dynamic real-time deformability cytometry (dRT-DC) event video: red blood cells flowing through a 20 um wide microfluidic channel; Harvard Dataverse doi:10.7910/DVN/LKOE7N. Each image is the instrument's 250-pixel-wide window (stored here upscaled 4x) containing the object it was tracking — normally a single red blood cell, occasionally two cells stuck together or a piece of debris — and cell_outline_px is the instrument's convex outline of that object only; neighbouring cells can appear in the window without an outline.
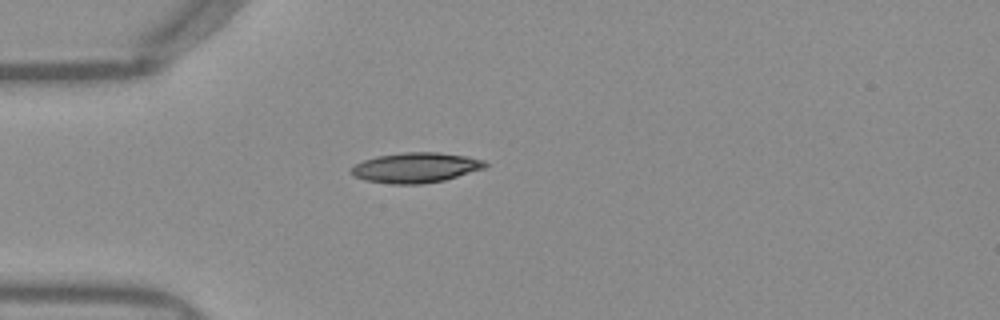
{"species": "Egyptian fruit bat (a non-hibernating species)", "species_latin": "Rousettus aegyptiacus", "temperature_condition": "warm", "stored_images_in_passage": 38, "camera_frame_rate_fps": 3000, "um_per_image_px": 0.085, "frame": {"image": 1, "passage_image": 1, "time_ms": 0.0, "image_size_px": [1000, 320], "cell_outline_px": [[488, 164], [484, 168], [444, 180], [420, 184], [392, 184], [364, 180], [352, 176], [348, 172], [356, 164], [364, 160], [376, 156], [404, 152], [436, 152], [468, 156], [484, 160]], "centroid_in_image_um": [35.31, 14.25], "position_along_channel_um": 49.7, "area_um2": 23.52}}
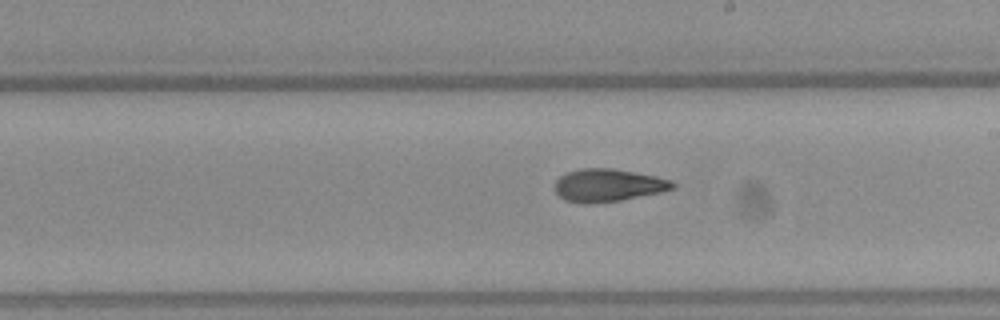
{"frame": {"image": 2, "passage_image": 16, "time_ms": 5.0, "image_size_px": [1000, 320], "cell_outline_px": [[676, 188], [660, 192], [620, 200], [592, 204], [584, 204], [564, 200], [556, 192], [556, 180], [560, 176], [568, 172], [580, 168], [612, 168], [656, 176], [672, 180], [676, 184]], "centroid_in_image_um": [51.7, 15.75], "position_along_channel_um": 237.3, "area_um2": 22.48}}
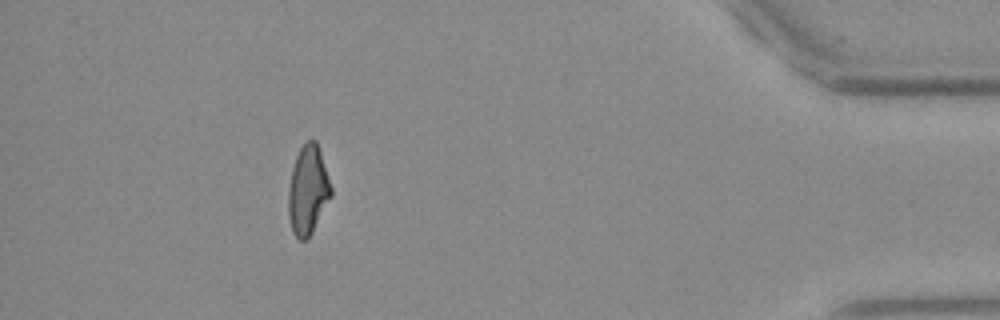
{"frame": {"image": 3, "passage_image": 33, "time_ms": 10.667, "image_size_px": [1000, 320], "cell_outline_px": [[332, 196], [312, 232], [304, 240], [300, 240], [292, 232], [288, 216], [288, 188], [292, 168], [296, 156], [304, 140], [316, 140], [332, 188]], "centroid_in_image_um": [26.16, 16.15], "position_along_channel_um": 409.0, "area_um2": 22.14}, "authors_computed_cell_mechanics": {"area_um2": 22.3686, "velocity_mm_per_s": 3.9876, "shape_relaxation_time_tau1_ms": null, "shape_relaxation_time_tau2_ms": 2.8351, "deformation_change_tau1": null, "deformation_change_tau2": 0.1064}}